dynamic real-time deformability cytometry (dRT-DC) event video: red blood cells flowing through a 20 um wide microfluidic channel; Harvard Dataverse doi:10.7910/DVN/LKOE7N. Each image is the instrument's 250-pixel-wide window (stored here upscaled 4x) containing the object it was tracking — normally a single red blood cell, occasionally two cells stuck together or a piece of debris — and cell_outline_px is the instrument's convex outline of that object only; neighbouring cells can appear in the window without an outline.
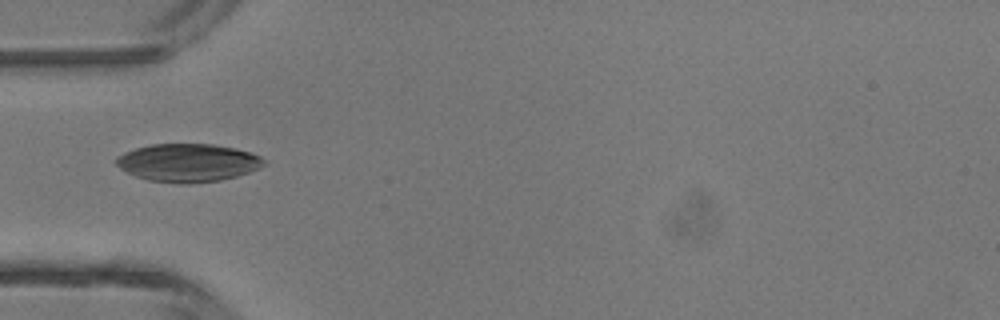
{"species": "common noctule bat (a hibernating species)", "species_latin": "Nyctalus noctula", "temperature_condition": "room temperature", "stored_images_in_passage": 5, "camera_frame_rate_fps": 3000, "um_per_image_px": 0.085, "animal": {"sex": "male", "body_mass_g": 13.3}, "frame": {"image": 1, "passage_image": 5, "time_ms": 1.333, "image_size_px": [1000, 320], "cell_outline_px": [[268, 164], [260, 168], [236, 176], [220, 180], [188, 184], [184, 184], [148, 180], [136, 176], [120, 168], [116, 164], [116, 156], [124, 152], [136, 148], [152, 144], [212, 144], [236, 148], [252, 152], [268, 160]], "centroid_in_image_um": [16.02, 13.82], "position_along_channel_um": 69.0, "area_um2": 32.95}}